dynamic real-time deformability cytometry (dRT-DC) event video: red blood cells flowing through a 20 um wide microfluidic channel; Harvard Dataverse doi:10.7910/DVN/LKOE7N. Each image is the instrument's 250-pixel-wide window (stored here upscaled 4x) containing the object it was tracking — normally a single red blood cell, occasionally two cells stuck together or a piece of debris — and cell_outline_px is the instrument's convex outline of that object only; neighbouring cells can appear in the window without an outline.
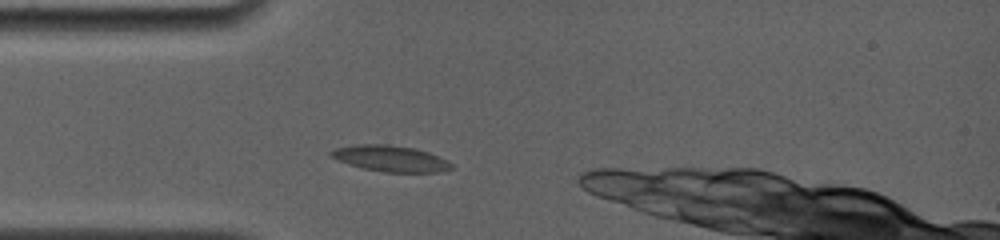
{"species": "common noctule bat (a hibernating species)", "species_latin": "Nyctalus noctula", "temperature_condition": "room temperature", "stored_images_in_passage": 11, "camera_frame_rate_fps": 4000, "um_per_image_px": 0.085, "animal": {"sex": "female", "body_mass_g": 19.0, "forearm_length_mm": 56.7}, "frame": {"image": 1, "passage_image": 3, "time_ms": 1.25, "image_size_px": [1000, 240], "cell_outline_px": [[452, 168], [440, 172], [384, 172], [364, 168], [348, 164], [328, 156], [328, 152], [336, 148], [356, 144], [388, 144], [412, 148], [428, 152], [448, 160], [452, 164]], "centroid_in_image_um": [33.16, 13.47], "position_along_channel_um": 51.8, "area_um2": 18.26}}
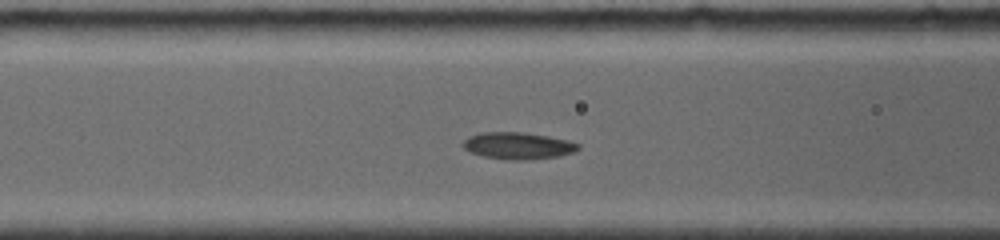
{"frame": {"image": 2, "passage_image": 7, "time_ms": 3.25, "image_size_px": [1000, 240], "cell_outline_px": [[580, 148], [572, 152], [560, 156], [524, 160], [508, 160], [484, 156], [472, 152], [464, 148], [460, 144], [468, 136], [484, 132], [524, 132], [548, 136], [568, 140], [580, 144]], "centroid_in_image_um": [44.03, 12.38], "position_along_channel_um": 122.6, "area_um2": 18.03}}
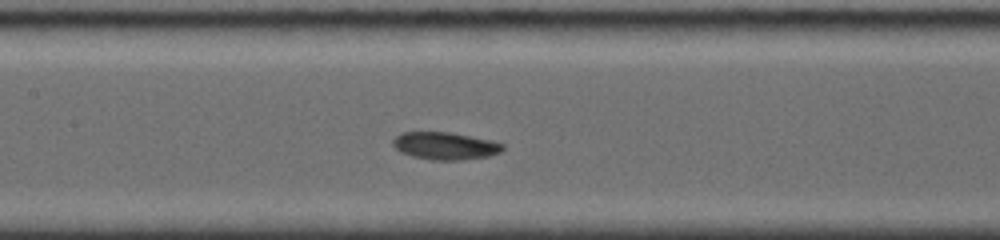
{"frame": {"image": 3, "passage_image": 10, "time_ms": 4.5, "image_size_px": [1000, 240], "cell_outline_px": [[504, 148], [500, 152], [488, 156], [460, 160], [432, 160], [412, 156], [400, 152], [392, 144], [392, 140], [400, 132], [448, 132], [492, 140], [504, 144]], "centroid_in_image_um": [37.82, 12.39], "position_along_channel_um": 169.6, "area_um2": 17.57}}